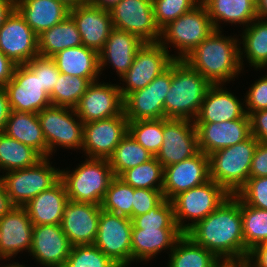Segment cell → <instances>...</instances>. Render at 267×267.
<instances>
[{"label":"cell","mask_w":267,"mask_h":267,"mask_svg":"<svg viewBox=\"0 0 267 267\" xmlns=\"http://www.w3.org/2000/svg\"><path fill=\"white\" fill-rule=\"evenodd\" d=\"M221 261L244 260L240 199L230 195L217 209L186 233Z\"/></svg>","instance_id":"obj_1"},{"label":"cell","mask_w":267,"mask_h":267,"mask_svg":"<svg viewBox=\"0 0 267 267\" xmlns=\"http://www.w3.org/2000/svg\"><path fill=\"white\" fill-rule=\"evenodd\" d=\"M238 45V38L226 37L221 30H215L182 60L212 85H224L242 71Z\"/></svg>","instance_id":"obj_2"},{"label":"cell","mask_w":267,"mask_h":267,"mask_svg":"<svg viewBox=\"0 0 267 267\" xmlns=\"http://www.w3.org/2000/svg\"><path fill=\"white\" fill-rule=\"evenodd\" d=\"M212 84L184 60L172 62V80L164 100L165 118L194 121Z\"/></svg>","instance_id":"obj_3"},{"label":"cell","mask_w":267,"mask_h":267,"mask_svg":"<svg viewBox=\"0 0 267 267\" xmlns=\"http://www.w3.org/2000/svg\"><path fill=\"white\" fill-rule=\"evenodd\" d=\"M259 141L250 136L245 141L209 155L210 179L235 195L249 179L251 161Z\"/></svg>","instance_id":"obj_4"},{"label":"cell","mask_w":267,"mask_h":267,"mask_svg":"<svg viewBox=\"0 0 267 267\" xmlns=\"http://www.w3.org/2000/svg\"><path fill=\"white\" fill-rule=\"evenodd\" d=\"M108 159L87 158L75 170H61L68 199L101 205L114 178Z\"/></svg>","instance_id":"obj_5"},{"label":"cell","mask_w":267,"mask_h":267,"mask_svg":"<svg viewBox=\"0 0 267 267\" xmlns=\"http://www.w3.org/2000/svg\"><path fill=\"white\" fill-rule=\"evenodd\" d=\"M214 31L207 8L200 2L192 10L164 26L159 43L167 51L169 43L172 44L179 51L175 59H183Z\"/></svg>","instance_id":"obj_6"},{"label":"cell","mask_w":267,"mask_h":267,"mask_svg":"<svg viewBox=\"0 0 267 267\" xmlns=\"http://www.w3.org/2000/svg\"><path fill=\"white\" fill-rule=\"evenodd\" d=\"M229 196L230 194L212 179L179 193L171 200L178 228L186 233L197 222L217 209ZM185 219L191 220L192 223L186 224Z\"/></svg>","instance_id":"obj_7"},{"label":"cell","mask_w":267,"mask_h":267,"mask_svg":"<svg viewBox=\"0 0 267 267\" xmlns=\"http://www.w3.org/2000/svg\"><path fill=\"white\" fill-rule=\"evenodd\" d=\"M49 159V157L43 158L34 166L11 170L5 172V175H0L14 206L23 207L61 179V170L52 167Z\"/></svg>","instance_id":"obj_8"},{"label":"cell","mask_w":267,"mask_h":267,"mask_svg":"<svg viewBox=\"0 0 267 267\" xmlns=\"http://www.w3.org/2000/svg\"><path fill=\"white\" fill-rule=\"evenodd\" d=\"M37 115L47 143L49 158L57 146L82 149L83 121L74 108L50 105Z\"/></svg>","instance_id":"obj_9"},{"label":"cell","mask_w":267,"mask_h":267,"mask_svg":"<svg viewBox=\"0 0 267 267\" xmlns=\"http://www.w3.org/2000/svg\"><path fill=\"white\" fill-rule=\"evenodd\" d=\"M159 42H145L136 52L128 71L120 77L124 86L118 85L122 98L129 93L148 86L158 75L165 71L175 60Z\"/></svg>","instance_id":"obj_10"},{"label":"cell","mask_w":267,"mask_h":267,"mask_svg":"<svg viewBox=\"0 0 267 267\" xmlns=\"http://www.w3.org/2000/svg\"><path fill=\"white\" fill-rule=\"evenodd\" d=\"M132 227L129 217L101 210L94 245L119 267L132 262Z\"/></svg>","instance_id":"obj_11"},{"label":"cell","mask_w":267,"mask_h":267,"mask_svg":"<svg viewBox=\"0 0 267 267\" xmlns=\"http://www.w3.org/2000/svg\"><path fill=\"white\" fill-rule=\"evenodd\" d=\"M109 12L113 28L132 33L143 42H159L161 30L151 0H120Z\"/></svg>","instance_id":"obj_12"},{"label":"cell","mask_w":267,"mask_h":267,"mask_svg":"<svg viewBox=\"0 0 267 267\" xmlns=\"http://www.w3.org/2000/svg\"><path fill=\"white\" fill-rule=\"evenodd\" d=\"M172 80V63L148 86L124 98V114L128 121L165 118L164 100Z\"/></svg>","instance_id":"obj_13"},{"label":"cell","mask_w":267,"mask_h":267,"mask_svg":"<svg viewBox=\"0 0 267 267\" xmlns=\"http://www.w3.org/2000/svg\"><path fill=\"white\" fill-rule=\"evenodd\" d=\"M198 152L194 121L163 118V143L155 156L163 167L189 159Z\"/></svg>","instance_id":"obj_14"},{"label":"cell","mask_w":267,"mask_h":267,"mask_svg":"<svg viewBox=\"0 0 267 267\" xmlns=\"http://www.w3.org/2000/svg\"><path fill=\"white\" fill-rule=\"evenodd\" d=\"M0 50L16 66L39 55L38 36L16 8L0 27Z\"/></svg>","instance_id":"obj_15"},{"label":"cell","mask_w":267,"mask_h":267,"mask_svg":"<svg viewBox=\"0 0 267 267\" xmlns=\"http://www.w3.org/2000/svg\"><path fill=\"white\" fill-rule=\"evenodd\" d=\"M128 133L124 111L115 117L83 123L82 149L88 158L108 159Z\"/></svg>","instance_id":"obj_16"},{"label":"cell","mask_w":267,"mask_h":267,"mask_svg":"<svg viewBox=\"0 0 267 267\" xmlns=\"http://www.w3.org/2000/svg\"><path fill=\"white\" fill-rule=\"evenodd\" d=\"M4 87L13 111L39 113L52 105L49 94L42 90L39 77L26 65L15 66L12 79Z\"/></svg>","instance_id":"obj_17"},{"label":"cell","mask_w":267,"mask_h":267,"mask_svg":"<svg viewBox=\"0 0 267 267\" xmlns=\"http://www.w3.org/2000/svg\"><path fill=\"white\" fill-rule=\"evenodd\" d=\"M124 99L116 84L92 82L74 108L83 123L103 120L124 111Z\"/></svg>","instance_id":"obj_18"},{"label":"cell","mask_w":267,"mask_h":267,"mask_svg":"<svg viewBox=\"0 0 267 267\" xmlns=\"http://www.w3.org/2000/svg\"><path fill=\"white\" fill-rule=\"evenodd\" d=\"M210 180L209 156L199 151L193 157L164 167V198L171 201L176 195Z\"/></svg>","instance_id":"obj_19"},{"label":"cell","mask_w":267,"mask_h":267,"mask_svg":"<svg viewBox=\"0 0 267 267\" xmlns=\"http://www.w3.org/2000/svg\"><path fill=\"white\" fill-rule=\"evenodd\" d=\"M199 151L210 155L251 136L250 117L213 123H195Z\"/></svg>","instance_id":"obj_20"},{"label":"cell","mask_w":267,"mask_h":267,"mask_svg":"<svg viewBox=\"0 0 267 267\" xmlns=\"http://www.w3.org/2000/svg\"><path fill=\"white\" fill-rule=\"evenodd\" d=\"M101 210V205L93 203L67 202L61 227L72 247L94 244Z\"/></svg>","instance_id":"obj_21"},{"label":"cell","mask_w":267,"mask_h":267,"mask_svg":"<svg viewBox=\"0 0 267 267\" xmlns=\"http://www.w3.org/2000/svg\"><path fill=\"white\" fill-rule=\"evenodd\" d=\"M72 246L61 224L34 225L30 255L43 267H63Z\"/></svg>","instance_id":"obj_22"},{"label":"cell","mask_w":267,"mask_h":267,"mask_svg":"<svg viewBox=\"0 0 267 267\" xmlns=\"http://www.w3.org/2000/svg\"><path fill=\"white\" fill-rule=\"evenodd\" d=\"M33 226L27 210L20 206H14L0 218V256L5 261L21 251L30 252Z\"/></svg>","instance_id":"obj_23"},{"label":"cell","mask_w":267,"mask_h":267,"mask_svg":"<svg viewBox=\"0 0 267 267\" xmlns=\"http://www.w3.org/2000/svg\"><path fill=\"white\" fill-rule=\"evenodd\" d=\"M69 15L77 25L82 44L99 53L113 29L110 12L86 3L71 8Z\"/></svg>","instance_id":"obj_24"},{"label":"cell","mask_w":267,"mask_h":267,"mask_svg":"<svg viewBox=\"0 0 267 267\" xmlns=\"http://www.w3.org/2000/svg\"><path fill=\"white\" fill-rule=\"evenodd\" d=\"M245 101L240 100L223 84L212 85L204 97L194 123L224 122L243 118L247 115Z\"/></svg>","instance_id":"obj_25"},{"label":"cell","mask_w":267,"mask_h":267,"mask_svg":"<svg viewBox=\"0 0 267 267\" xmlns=\"http://www.w3.org/2000/svg\"><path fill=\"white\" fill-rule=\"evenodd\" d=\"M144 43L132 33L113 28L99 52L100 72L111 64L118 76L122 77L131 67L136 52Z\"/></svg>","instance_id":"obj_26"},{"label":"cell","mask_w":267,"mask_h":267,"mask_svg":"<svg viewBox=\"0 0 267 267\" xmlns=\"http://www.w3.org/2000/svg\"><path fill=\"white\" fill-rule=\"evenodd\" d=\"M68 201L66 187L60 179L54 186L41 192L23 207L27 210L33 225H59Z\"/></svg>","instance_id":"obj_27"},{"label":"cell","mask_w":267,"mask_h":267,"mask_svg":"<svg viewBox=\"0 0 267 267\" xmlns=\"http://www.w3.org/2000/svg\"><path fill=\"white\" fill-rule=\"evenodd\" d=\"M183 234L180 229H138L133 226L131 235L132 262L149 261L157 257L156 255L163 250L168 249L171 252Z\"/></svg>","instance_id":"obj_28"},{"label":"cell","mask_w":267,"mask_h":267,"mask_svg":"<svg viewBox=\"0 0 267 267\" xmlns=\"http://www.w3.org/2000/svg\"><path fill=\"white\" fill-rule=\"evenodd\" d=\"M16 9L37 36L63 21L70 10L58 0H16Z\"/></svg>","instance_id":"obj_29"},{"label":"cell","mask_w":267,"mask_h":267,"mask_svg":"<svg viewBox=\"0 0 267 267\" xmlns=\"http://www.w3.org/2000/svg\"><path fill=\"white\" fill-rule=\"evenodd\" d=\"M60 73L98 81L100 72L99 53L84 45L64 49L52 57Z\"/></svg>","instance_id":"obj_30"},{"label":"cell","mask_w":267,"mask_h":267,"mask_svg":"<svg viewBox=\"0 0 267 267\" xmlns=\"http://www.w3.org/2000/svg\"><path fill=\"white\" fill-rule=\"evenodd\" d=\"M4 133L33 148L43 158L48 157V147L37 113L11 110Z\"/></svg>","instance_id":"obj_31"},{"label":"cell","mask_w":267,"mask_h":267,"mask_svg":"<svg viewBox=\"0 0 267 267\" xmlns=\"http://www.w3.org/2000/svg\"><path fill=\"white\" fill-rule=\"evenodd\" d=\"M201 2L207 8L215 30H222L219 25L221 21L247 27L257 18L254 0H201Z\"/></svg>","instance_id":"obj_32"},{"label":"cell","mask_w":267,"mask_h":267,"mask_svg":"<svg viewBox=\"0 0 267 267\" xmlns=\"http://www.w3.org/2000/svg\"><path fill=\"white\" fill-rule=\"evenodd\" d=\"M80 45H83L81 36L75 21L70 15L38 36L40 56L53 57L64 49Z\"/></svg>","instance_id":"obj_33"},{"label":"cell","mask_w":267,"mask_h":267,"mask_svg":"<svg viewBox=\"0 0 267 267\" xmlns=\"http://www.w3.org/2000/svg\"><path fill=\"white\" fill-rule=\"evenodd\" d=\"M242 33L240 36L243 41L239 42L243 45V48L241 46L239 48L241 67L243 68V58L246 57L249 65L255 70L265 69L267 67V20L256 18L245 27Z\"/></svg>","instance_id":"obj_34"},{"label":"cell","mask_w":267,"mask_h":267,"mask_svg":"<svg viewBox=\"0 0 267 267\" xmlns=\"http://www.w3.org/2000/svg\"><path fill=\"white\" fill-rule=\"evenodd\" d=\"M168 267H216L221 260L185 233L169 254Z\"/></svg>","instance_id":"obj_35"},{"label":"cell","mask_w":267,"mask_h":267,"mask_svg":"<svg viewBox=\"0 0 267 267\" xmlns=\"http://www.w3.org/2000/svg\"><path fill=\"white\" fill-rule=\"evenodd\" d=\"M42 159L33 148L0 133V169L3 173L34 166Z\"/></svg>","instance_id":"obj_36"},{"label":"cell","mask_w":267,"mask_h":267,"mask_svg":"<svg viewBox=\"0 0 267 267\" xmlns=\"http://www.w3.org/2000/svg\"><path fill=\"white\" fill-rule=\"evenodd\" d=\"M244 238V260L249 251L267 242V210L251 207L240 200Z\"/></svg>","instance_id":"obj_37"},{"label":"cell","mask_w":267,"mask_h":267,"mask_svg":"<svg viewBox=\"0 0 267 267\" xmlns=\"http://www.w3.org/2000/svg\"><path fill=\"white\" fill-rule=\"evenodd\" d=\"M152 157L150 152L127 133L108 160L114 176L119 177L127 169L143 164Z\"/></svg>","instance_id":"obj_38"},{"label":"cell","mask_w":267,"mask_h":267,"mask_svg":"<svg viewBox=\"0 0 267 267\" xmlns=\"http://www.w3.org/2000/svg\"><path fill=\"white\" fill-rule=\"evenodd\" d=\"M119 178L134 189L162 190L164 184V167L153 156L143 164L127 169Z\"/></svg>","instance_id":"obj_39"},{"label":"cell","mask_w":267,"mask_h":267,"mask_svg":"<svg viewBox=\"0 0 267 267\" xmlns=\"http://www.w3.org/2000/svg\"><path fill=\"white\" fill-rule=\"evenodd\" d=\"M90 84L87 78L60 73L49 95L52 105L75 108Z\"/></svg>","instance_id":"obj_40"},{"label":"cell","mask_w":267,"mask_h":267,"mask_svg":"<svg viewBox=\"0 0 267 267\" xmlns=\"http://www.w3.org/2000/svg\"><path fill=\"white\" fill-rule=\"evenodd\" d=\"M134 188L119 177H114L109 184L101 203V209L132 219Z\"/></svg>","instance_id":"obj_41"},{"label":"cell","mask_w":267,"mask_h":267,"mask_svg":"<svg viewBox=\"0 0 267 267\" xmlns=\"http://www.w3.org/2000/svg\"><path fill=\"white\" fill-rule=\"evenodd\" d=\"M128 133L156 156L163 143V118L128 121Z\"/></svg>","instance_id":"obj_42"},{"label":"cell","mask_w":267,"mask_h":267,"mask_svg":"<svg viewBox=\"0 0 267 267\" xmlns=\"http://www.w3.org/2000/svg\"><path fill=\"white\" fill-rule=\"evenodd\" d=\"M132 225L138 229H179L174 217L172 201L164 198L155 208L149 212L133 217Z\"/></svg>","instance_id":"obj_43"},{"label":"cell","mask_w":267,"mask_h":267,"mask_svg":"<svg viewBox=\"0 0 267 267\" xmlns=\"http://www.w3.org/2000/svg\"><path fill=\"white\" fill-rule=\"evenodd\" d=\"M63 267H119L94 244L73 246Z\"/></svg>","instance_id":"obj_44"},{"label":"cell","mask_w":267,"mask_h":267,"mask_svg":"<svg viewBox=\"0 0 267 267\" xmlns=\"http://www.w3.org/2000/svg\"><path fill=\"white\" fill-rule=\"evenodd\" d=\"M200 2L201 0H152L155 22L161 30Z\"/></svg>","instance_id":"obj_45"},{"label":"cell","mask_w":267,"mask_h":267,"mask_svg":"<svg viewBox=\"0 0 267 267\" xmlns=\"http://www.w3.org/2000/svg\"><path fill=\"white\" fill-rule=\"evenodd\" d=\"M244 204L267 210V176L249 177L235 194Z\"/></svg>","instance_id":"obj_46"},{"label":"cell","mask_w":267,"mask_h":267,"mask_svg":"<svg viewBox=\"0 0 267 267\" xmlns=\"http://www.w3.org/2000/svg\"><path fill=\"white\" fill-rule=\"evenodd\" d=\"M41 82L42 90L51 94L60 72L52 57L36 56L25 64Z\"/></svg>","instance_id":"obj_47"},{"label":"cell","mask_w":267,"mask_h":267,"mask_svg":"<svg viewBox=\"0 0 267 267\" xmlns=\"http://www.w3.org/2000/svg\"><path fill=\"white\" fill-rule=\"evenodd\" d=\"M163 199L164 195L162 190L135 188L132 203V218L149 212Z\"/></svg>","instance_id":"obj_48"},{"label":"cell","mask_w":267,"mask_h":267,"mask_svg":"<svg viewBox=\"0 0 267 267\" xmlns=\"http://www.w3.org/2000/svg\"><path fill=\"white\" fill-rule=\"evenodd\" d=\"M246 92L244 101L247 115L267 109V75L255 81Z\"/></svg>","instance_id":"obj_49"},{"label":"cell","mask_w":267,"mask_h":267,"mask_svg":"<svg viewBox=\"0 0 267 267\" xmlns=\"http://www.w3.org/2000/svg\"><path fill=\"white\" fill-rule=\"evenodd\" d=\"M267 176V144L259 142L251 161L249 177Z\"/></svg>","instance_id":"obj_50"},{"label":"cell","mask_w":267,"mask_h":267,"mask_svg":"<svg viewBox=\"0 0 267 267\" xmlns=\"http://www.w3.org/2000/svg\"><path fill=\"white\" fill-rule=\"evenodd\" d=\"M249 117L251 135L259 142L267 144V109L252 112Z\"/></svg>","instance_id":"obj_51"},{"label":"cell","mask_w":267,"mask_h":267,"mask_svg":"<svg viewBox=\"0 0 267 267\" xmlns=\"http://www.w3.org/2000/svg\"><path fill=\"white\" fill-rule=\"evenodd\" d=\"M247 262L250 267H267V245L259 244L249 251Z\"/></svg>","instance_id":"obj_52"},{"label":"cell","mask_w":267,"mask_h":267,"mask_svg":"<svg viewBox=\"0 0 267 267\" xmlns=\"http://www.w3.org/2000/svg\"><path fill=\"white\" fill-rule=\"evenodd\" d=\"M11 112L9 98L4 86H0V133H4Z\"/></svg>","instance_id":"obj_53"},{"label":"cell","mask_w":267,"mask_h":267,"mask_svg":"<svg viewBox=\"0 0 267 267\" xmlns=\"http://www.w3.org/2000/svg\"><path fill=\"white\" fill-rule=\"evenodd\" d=\"M15 66L0 50V86H5L12 79Z\"/></svg>","instance_id":"obj_54"},{"label":"cell","mask_w":267,"mask_h":267,"mask_svg":"<svg viewBox=\"0 0 267 267\" xmlns=\"http://www.w3.org/2000/svg\"><path fill=\"white\" fill-rule=\"evenodd\" d=\"M14 205L11 203L10 198L6 192L5 185L0 176V218L8 213Z\"/></svg>","instance_id":"obj_55"},{"label":"cell","mask_w":267,"mask_h":267,"mask_svg":"<svg viewBox=\"0 0 267 267\" xmlns=\"http://www.w3.org/2000/svg\"><path fill=\"white\" fill-rule=\"evenodd\" d=\"M16 8V0H0V27Z\"/></svg>","instance_id":"obj_56"},{"label":"cell","mask_w":267,"mask_h":267,"mask_svg":"<svg viewBox=\"0 0 267 267\" xmlns=\"http://www.w3.org/2000/svg\"><path fill=\"white\" fill-rule=\"evenodd\" d=\"M120 0H87L89 5L98 7L104 10H111Z\"/></svg>","instance_id":"obj_57"},{"label":"cell","mask_w":267,"mask_h":267,"mask_svg":"<svg viewBox=\"0 0 267 267\" xmlns=\"http://www.w3.org/2000/svg\"><path fill=\"white\" fill-rule=\"evenodd\" d=\"M257 18L267 19V0H257L256 2Z\"/></svg>","instance_id":"obj_58"},{"label":"cell","mask_w":267,"mask_h":267,"mask_svg":"<svg viewBox=\"0 0 267 267\" xmlns=\"http://www.w3.org/2000/svg\"><path fill=\"white\" fill-rule=\"evenodd\" d=\"M216 267H250L247 260L221 261Z\"/></svg>","instance_id":"obj_59"},{"label":"cell","mask_w":267,"mask_h":267,"mask_svg":"<svg viewBox=\"0 0 267 267\" xmlns=\"http://www.w3.org/2000/svg\"><path fill=\"white\" fill-rule=\"evenodd\" d=\"M58 1L63 2L70 9L87 3V0H58Z\"/></svg>","instance_id":"obj_60"},{"label":"cell","mask_w":267,"mask_h":267,"mask_svg":"<svg viewBox=\"0 0 267 267\" xmlns=\"http://www.w3.org/2000/svg\"><path fill=\"white\" fill-rule=\"evenodd\" d=\"M7 265V266H6ZM4 267H26V266H24V265H21L20 263H16V262H14V264L12 263V264H6ZM1 267H3V266H1Z\"/></svg>","instance_id":"obj_61"}]
</instances>
